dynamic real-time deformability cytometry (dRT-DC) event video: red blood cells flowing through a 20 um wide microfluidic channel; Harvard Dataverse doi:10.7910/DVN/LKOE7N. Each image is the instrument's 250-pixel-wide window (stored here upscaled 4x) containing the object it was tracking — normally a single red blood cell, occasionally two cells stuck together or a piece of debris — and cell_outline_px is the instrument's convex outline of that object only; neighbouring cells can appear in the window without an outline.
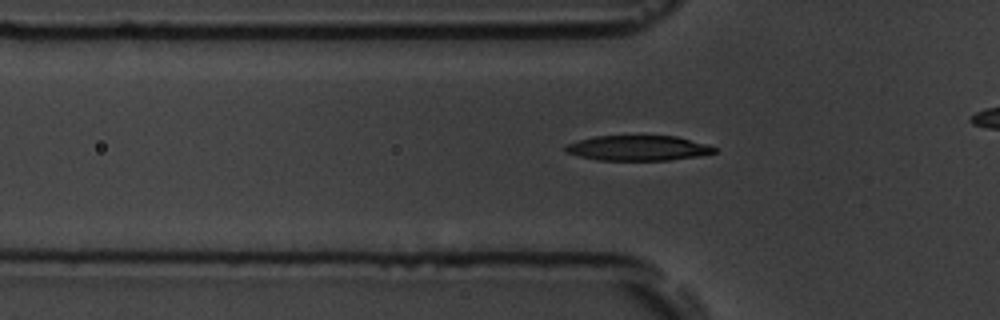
{"species": "common noctule bat (a hibernating species)", "species_latin": "Nyctalus noctula", "temperature_condition": "room temperature", "stored_images_in_passage": 28, "camera_frame_rate_fps": 3000, "um_per_image_px": 0.085, "animal": {"sex": "male", "body_mass_g": 19.5, "forearm_length_mm": 54.6}, "frame": {"image": 1, "passage_image": 2, "time_ms": 0.333, "image_size_px": [1000, 320], "cell_outline_px": [[716, 152], [696, 156], [668, 160], [596, 160], [564, 152], [564, 144], [596, 136], [676, 136], [708, 144], [716, 148]], "centroid_in_image_um": [54.2, 12.58], "position_along_channel_um": 71.6, "area_um2": 21.73}}
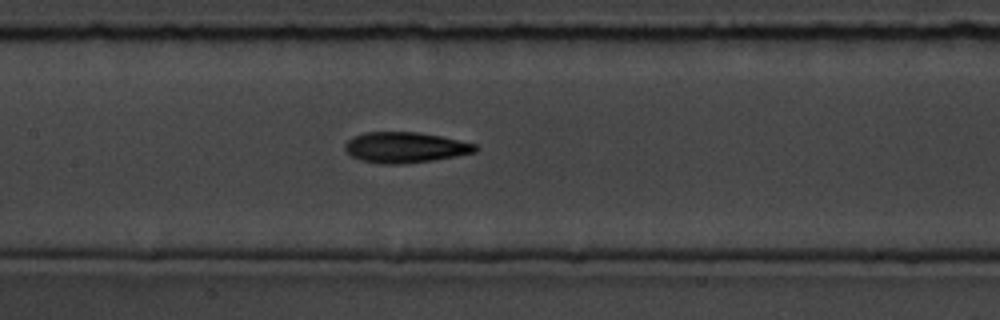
{"frame": {"image": 2, "passage_image": 10, "time_ms": 3.0, "image_size_px": [1000, 320], "cell_outline_px": [[480, 148], [476, 152], [456, 156], [432, 160], [404, 164], [380, 164], [360, 160], [344, 152], [344, 144], [348, 140], [364, 132], [416, 132], [440, 136], [476, 144]], "centroid_in_image_um": [34.42, 12.54], "position_along_channel_um": 173.0, "area_um2": 23.35}}
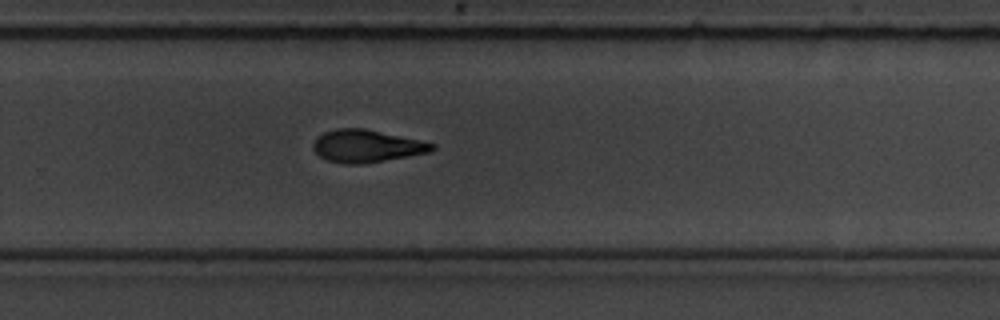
{"frame": {"image": 3, "passage_image": 20, "time_ms": 6.333, "image_size_px": [1000, 320], "cell_outline_px": [[436, 148], [432, 152], [360, 164], [344, 164], [328, 160], [320, 156], [312, 148], [312, 144], [324, 132], [336, 128], [364, 128], [420, 140], [436, 144]], "centroid_in_image_um": [31.18, 12.41], "position_along_channel_um": 298.6, "area_um2": 22.37}}